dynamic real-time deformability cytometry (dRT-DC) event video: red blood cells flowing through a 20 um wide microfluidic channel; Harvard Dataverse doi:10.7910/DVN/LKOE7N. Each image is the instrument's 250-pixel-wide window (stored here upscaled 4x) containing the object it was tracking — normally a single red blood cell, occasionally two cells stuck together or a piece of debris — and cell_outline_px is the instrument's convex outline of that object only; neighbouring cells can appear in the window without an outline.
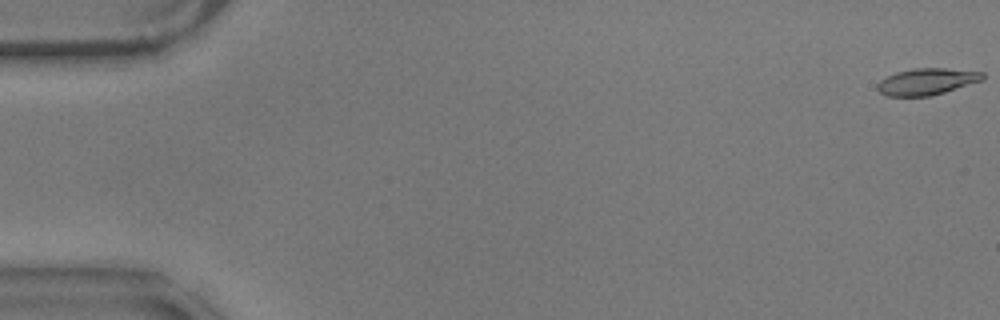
{"species": "common noctule bat (a hibernating species)", "species_latin": "Nyctalus noctula", "temperature_condition": "warm", "stored_images_in_passage": 13, "camera_frame_rate_fps": 3000, "um_per_image_px": 0.085, "animal": {"sex": "male", "body_mass_g": 17.9}, "frame": {"image": 1, "passage_image": 1, "time_ms": 0.0, "image_size_px": [1000, 320], "cell_outline_px": [[984, 80], [944, 92], [928, 96], [884, 96], [876, 88], [876, 84], [880, 80], [896, 72], [912, 68], [944, 68], [984, 72]], "centroid_in_image_um": [78.76, 6.93], "position_along_channel_um": 6.2, "area_um2": 16.36}}